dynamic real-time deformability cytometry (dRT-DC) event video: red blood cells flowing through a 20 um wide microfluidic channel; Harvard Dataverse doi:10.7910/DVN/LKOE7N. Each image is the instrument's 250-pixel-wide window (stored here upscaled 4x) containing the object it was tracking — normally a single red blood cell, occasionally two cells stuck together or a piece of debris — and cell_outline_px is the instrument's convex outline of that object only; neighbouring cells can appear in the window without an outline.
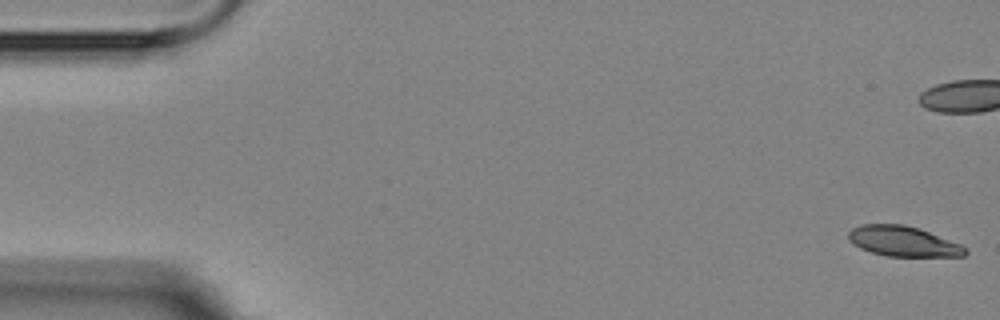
{"species": "Egyptian fruit bat (a non-hibernating species)", "species_latin": "Rousettus aegyptiacus", "temperature_condition": "room temperature", "stored_images_in_passage": 6, "camera_frame_rate_fps": 3000, "um_per_image_px": 0.085, "animal": {"sex": "female"}, "frame": {"image": 1, "passage_image": 1, "time_ms": 0.0, "image_size_px": [1000, 320], "cell_outline_px": [[968, 252], [964, 256], [888, 256], [872, 252], [860, 248], [852, 244], [848, 240], [848, 232], [852, 228], [860, 224], [904, 224], [920, 228], [960, 244]], "centroid_in_image_um": [76.73, 20.5], "position_along_channel_um": 8.3, "area_um2": 20.58}}